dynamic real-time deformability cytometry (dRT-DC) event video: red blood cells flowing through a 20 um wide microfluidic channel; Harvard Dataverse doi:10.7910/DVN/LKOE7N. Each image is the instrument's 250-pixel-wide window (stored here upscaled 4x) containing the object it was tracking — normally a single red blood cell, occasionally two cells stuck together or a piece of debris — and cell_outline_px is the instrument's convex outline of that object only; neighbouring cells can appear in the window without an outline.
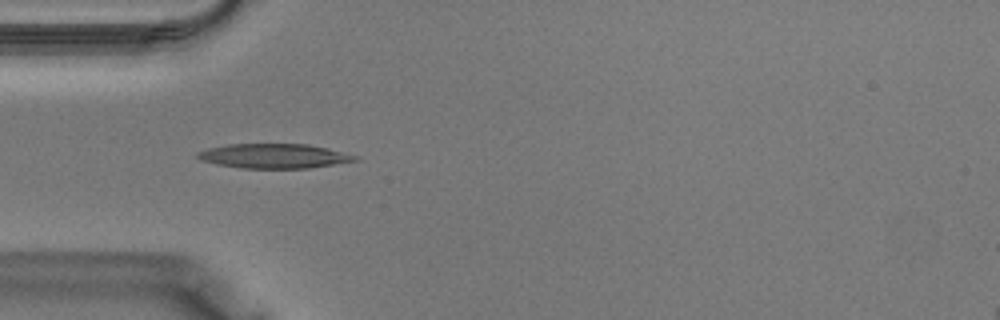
{"species": "Egyptian fruit bat (a non-hibernating species)", "species_latin": "Rousettus aegyptiacus", "temperature_condition": "warm", "stored_images_in_passage": 19, "camera_frame_rate_fps": 3000, "um_per_image_px": 0.085, "animal": {"sex": "male"}, "frame": {"image": 1, "passage_image": 3, "time_ms": 0.667, "image_size_px": [1000, 320], "cell_outline_px": [[360, 160], [308, 168], [244, 168], [216, 164], [200, 160], [196, 156], [196, 152], [208, 148], [228, 144], [308, 144], [328, 148], [360, 156]], "centroid_in_image_um": [23.31, 13.25], "position_along_channel_um": 61.7, "area_um2": 22.6}}
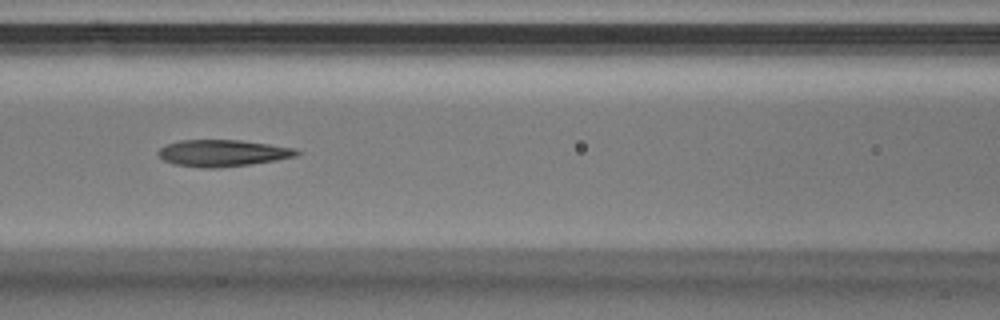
{"frame": {"image": 2, "passage_image": 8, "time_ms": 2.333, "image_size_px": [1000, 320], "cell_outline_px": [[304, 152], [296, 156], [276, 160], [248, 164], [216, 168], [204, 168], [176, 164], [164, 160], [156, 152], [160, 148], [168, 144], [180, 140], [240, 140], [296, 148]], "centroid_in_image_um": [18.96, 13.0], "position_along_channel_um": 147.6, "area_um2": 21.39}}
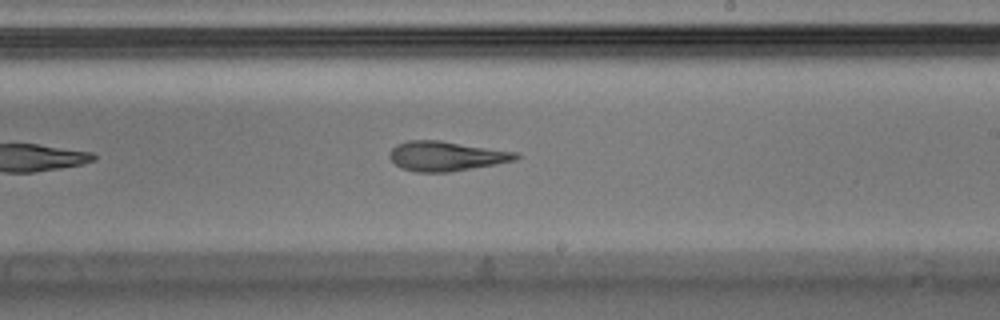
{"frame": {"image": 3, "passage_image": 14, "time_ms": 4.333, "image_size_px": [1000, 320], "cell_outline_px": [[520, 156], [516, 160], [496, 164], [448, 172], [416, 172], [400, 168], [388, 156], [392, 148], [396, 144], [408, 140], [440, 140], [520, 152]], "centroid_in_image_um": [37.94, 13.26], "position_along_channel_um": 251.1, "area_um2": 22.02}}